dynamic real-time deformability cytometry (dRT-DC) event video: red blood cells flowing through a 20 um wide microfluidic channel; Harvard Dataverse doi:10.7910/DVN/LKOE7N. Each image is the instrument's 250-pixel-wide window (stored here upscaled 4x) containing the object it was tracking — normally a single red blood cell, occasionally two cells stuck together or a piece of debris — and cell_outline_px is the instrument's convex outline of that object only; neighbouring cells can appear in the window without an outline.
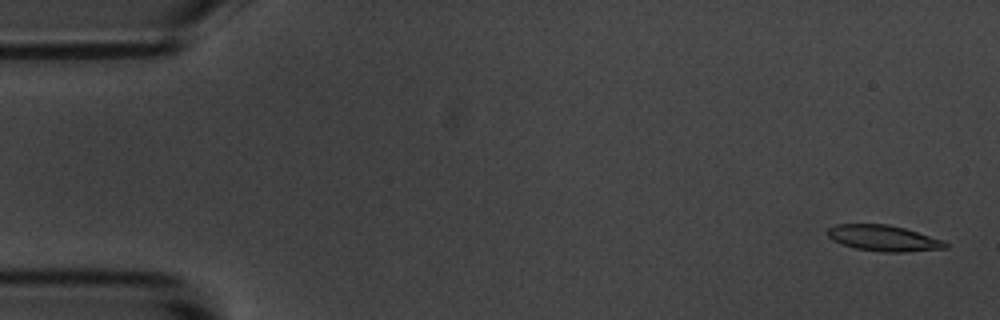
{"species": "common noctule bat (a hibernating species)", "species_latin": "Nyctalus noctula", "temperature_condition": "room temperature", "stored_images_in_passage": 4, "camera_frame_rate_fps": 3000, "um_per_image_px": 0.085, "animal": {"sex": "male", "body_mass_g": 20.1, "forearm_length_mm": 53.5}, "frame": {"image": 1, "passage_image": 1, "time_ms": 0.0, "image_size_px": [1000, 320], "cell_outline_px": [[948, 248], [904, 252], [880, 252], [856, 248], [832, 240], [828, 236], [828, 228], [836, 224], [888, 224], [904, 228], [944, 240], [948, 244]], "centroid_in_image_um": [75.12, 20.24], "position_along_channel_um": 9.9, "area_um2": 17.74}}
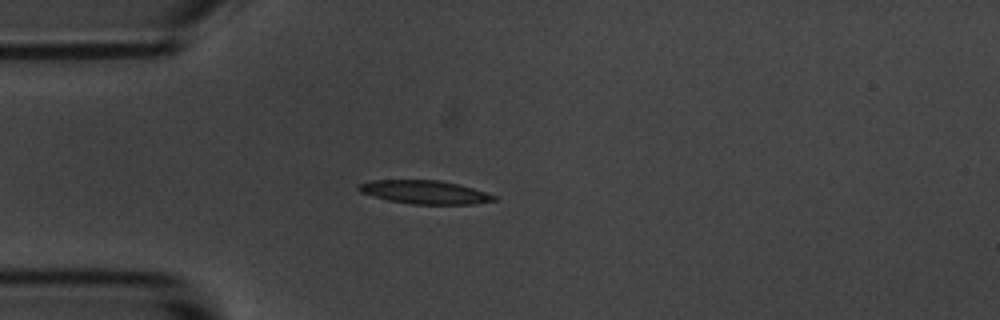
{"frame": {"image": 2, "passage_image": 4, "time_ms": 4.333, "image_size_px": [1000, 320], "cell_outline_px": [[496, 200], [472, 204], [412, 204], [388, 200], [360, 192], [356, 188], [356, 184], [372, 180], [440, 180], [460, 184], [496, 196]], "centroid_in_image_um": [36.06, 16.32], "position_along_channel_um": 48.9, "area_um2": 18.44}}